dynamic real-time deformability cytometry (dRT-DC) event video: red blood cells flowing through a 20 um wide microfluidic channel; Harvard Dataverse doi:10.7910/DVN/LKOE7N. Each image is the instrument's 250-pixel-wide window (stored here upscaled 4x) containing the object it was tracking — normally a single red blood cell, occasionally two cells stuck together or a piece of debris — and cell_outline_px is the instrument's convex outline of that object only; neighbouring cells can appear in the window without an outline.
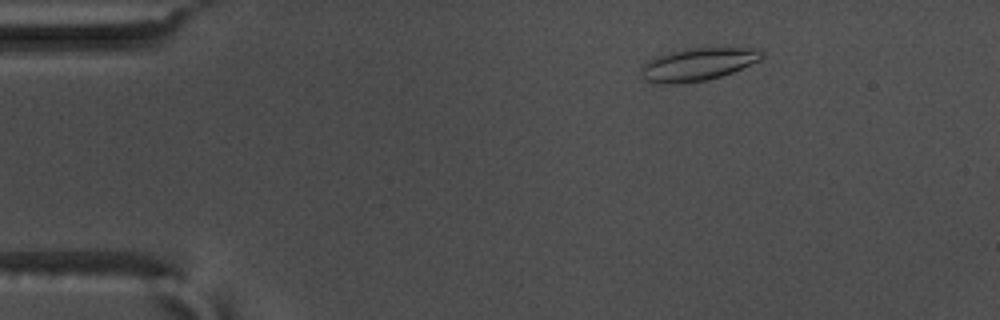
{"species": "common noctule bat (a hibernating species)", "species_latin": "Nyctalus noctula", "temperature_condition": "warm", "stored_images_in_passage": 56, "camera_frame_rate_fps": 3000, "um_per_image_px": 0.085, "animal": {"sex": "male", "body_mass_g": 17.5, "forearm_length_mm": 52.3}, "frame": {"image": 1, "passage_image": 9, "time_ms": 2.667, "image_size_px": [1000, 320], "cell_outline_px": [[764, 56], [760, 60], [732, 72], [720, 76], [704, 80], [676, 84], [656, 84], [644, 80], [640, 72], [640, 68], [648, 60], [656, 56], [688, 48], [756, 48], [764, 52]], "centroid_in_image_um": [59.28, 5.47], "position_along_channel_um": 25.7, "area_um2": 22.95}}
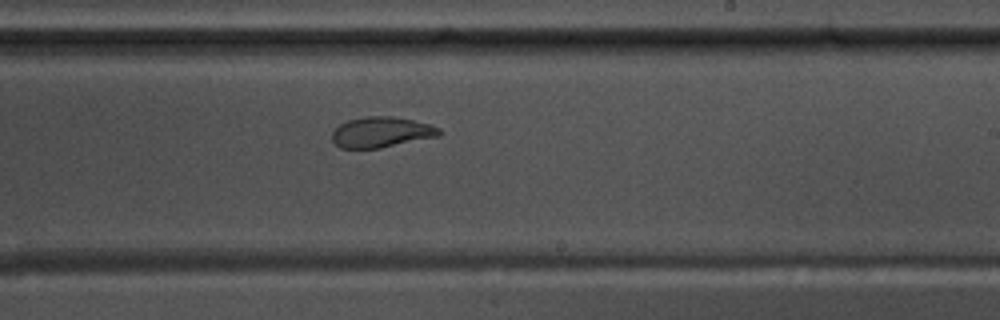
{"frame": {"image": 2, "passage_image": 34, "time_ms": 11.0, "image_size_px": [1000, 320], "cell_outline_px": [[440, 136], [380, 148], [340, 148], [332, 140], [332, 132], [340, 124], [348, 120], [364, 116], [392, 116], [412, 120], [428, 124], [440, 128]], "centroid_in_image_um": [32.4, 11.23], "position_along_channel_um": 256.6, "area_um2": 19.02}}
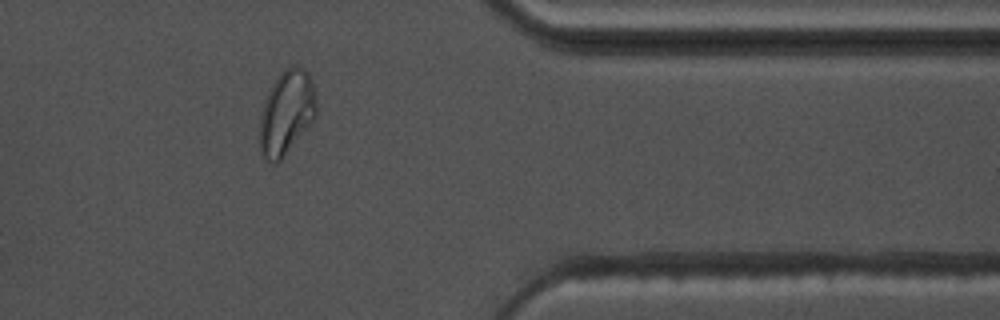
{"frame": {"image": 3, "passage_image": 46, "time_ms": 15.0, "image_size_px": [1000, 320], "cell_outline_px": [[316, 116], [280, 160], [276, 164], [260, 156], [260, 120], [264, 104], [268, 92], [276, 76], [284, 68], [292, 64], [300, 64], [308, 72], [312, 80], [316, 96]], "centroid_in_image_um": [24.36, 9.5], "position_along_channel_um": 387.0, "area_um2": 27.8}, "authors_computed_cell_mechanics": {"area_um2": 21.5016, "velocity_mm_per_s": 3.6524, "shape_relaxation_time_tau1_ms": null, "shape_relaxation_time_tau2_ms": 2.0889, "deformation_change_tau1": null, "deformation_change_tau2": 0.0817}}